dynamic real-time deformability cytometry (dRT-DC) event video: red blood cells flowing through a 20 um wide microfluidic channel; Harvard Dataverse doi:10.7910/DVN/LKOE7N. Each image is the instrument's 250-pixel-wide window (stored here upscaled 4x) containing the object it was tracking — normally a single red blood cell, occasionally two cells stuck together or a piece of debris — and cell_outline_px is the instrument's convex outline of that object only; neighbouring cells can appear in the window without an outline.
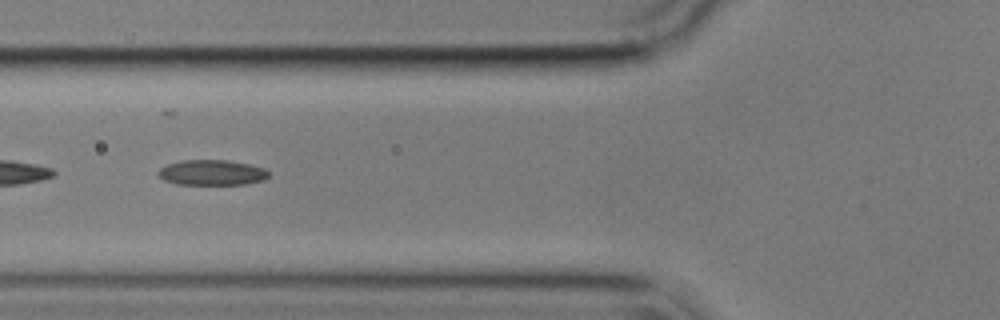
{"species": "common noctule bat (a hibernating species)", "species_latin": "Nyctalus noctula", "temperature_condition": "cold", "stored_images_in_passage": 42, "segment_of_instrument_passage": [2, 2], "camera_frame_rate_fps": 3000, "um_per_image_px": 0.085, "animal": {"sex": "male", "body_mass_g": 17.9}, "frame": {"image": 1, "passage_image": 21, "time_ms": 6.667, "image_size_px": [1000, 320], "cell_outline_px": [[268, 176], [264, 180], [244, 184], [176, 184], [164, 180], [156, 172], [160, 168], [168, 164], [180, 160], [228, 160], [248, 164], [264, 168], [268, 172]], "centroid_in_image_um": [17.99, 14.66], "position_along_channel_um": 107.8, "area_um2": 16.24}}
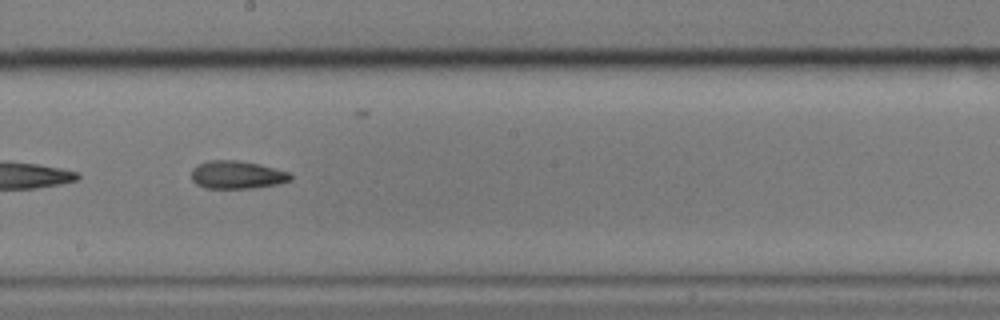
{"frame": {"image": 2, "passage_image": 31, "time_ms": 10.0, "image_size_px": [1000, 320], "cell_outline_px": [[292, 180], [280, 184], [252, 188], [204, 188], [196, 184], [192, 180], [192, 168], [196, 164], [208, 160], [236, 160], [260, 164], [288, 172], [292, 176]], "centroid_in_image_um": [20.13, 14.86], "position_along_channel_um": 228.1, "area_um2": 16.3}}